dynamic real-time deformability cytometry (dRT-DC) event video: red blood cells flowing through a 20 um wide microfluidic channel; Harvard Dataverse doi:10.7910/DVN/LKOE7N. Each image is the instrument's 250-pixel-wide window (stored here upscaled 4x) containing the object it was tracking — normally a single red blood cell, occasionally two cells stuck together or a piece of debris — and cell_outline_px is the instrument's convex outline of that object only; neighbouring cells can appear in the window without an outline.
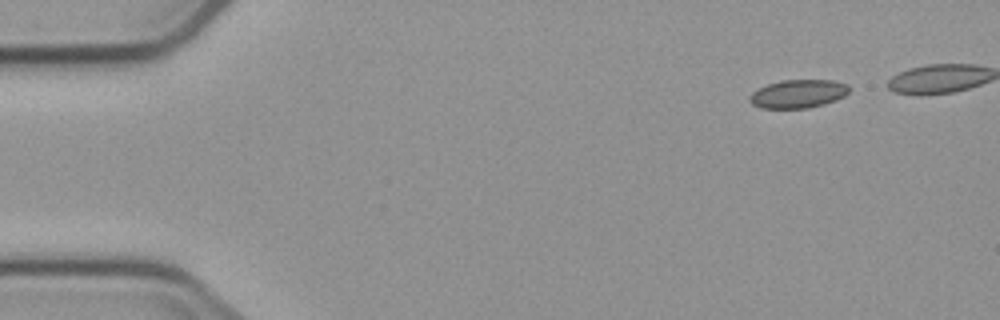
{"species": "common noctule bat (a hibernating species)", "species_latin": "Nyctalus noctula", "temperature_condition": "cold", "stored_images_in_passage": 5, "camera_frame_rate_fps": 3000, "um_per_image_px": 0.085, "animal": {"sex": "male", "body_mass_g": 23.1, "forearm_length_mm": 52.7}, "frame": {"image": 1, "passage_image": 1, "time_ms": 0.0, "image_size_px": [1000, 320], "cell_outline_px": [[848, 92], [844, 96], [836, 100], [824, 104], [808, 108], [760, 108], [752, 104], [748, 100], [748, 96], [752, 92], [768, 84], [780, 80], [832, 80], [848, 84]], "centroid_in_image_um": [67.82, 7.97], "position_along_channel_um": 17.2, "area_um2": 16.47}}